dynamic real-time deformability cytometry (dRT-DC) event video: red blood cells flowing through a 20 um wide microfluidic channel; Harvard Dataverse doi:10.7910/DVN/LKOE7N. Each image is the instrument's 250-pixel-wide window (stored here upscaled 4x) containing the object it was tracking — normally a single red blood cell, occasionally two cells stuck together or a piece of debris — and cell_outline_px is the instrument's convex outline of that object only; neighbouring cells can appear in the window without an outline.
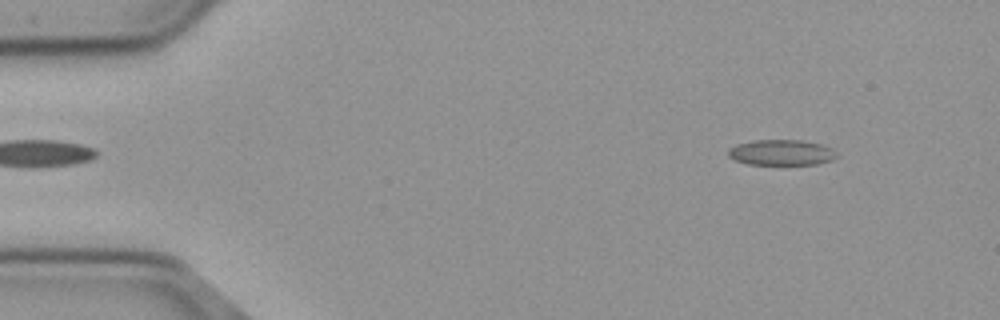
{"species": "common noctule bat (a hibernating species)", "species_latin": "Nyctalus noctula", "temperature_condition": "cold", "stored_images_in_passage": 57, "segment_of_instrument_passage": [1, 2], "camera_frame_rate_fps": 3000, "um_per_image_px": 0.085, "animal": {"sex": "male", "body_mass_g": 23.1, "forearm_length_mm": 52.7}, "frame": {"image": 1, "passage_image": 6, "time_ms": 1.667, "image_size_px": [1000, 320], "cell_outline_px": [[840, 156], [832, 160], [816, 164], [748, 164], [736, 160], [728, 156], [728, 148], [736, 144], [756, 140], [804, 140], [820, 144], [832, 148]], "centroid_in_image_um": [66.44, 12.96], "position_along_channel_um": 18.6, "area_um2": 16.24}}
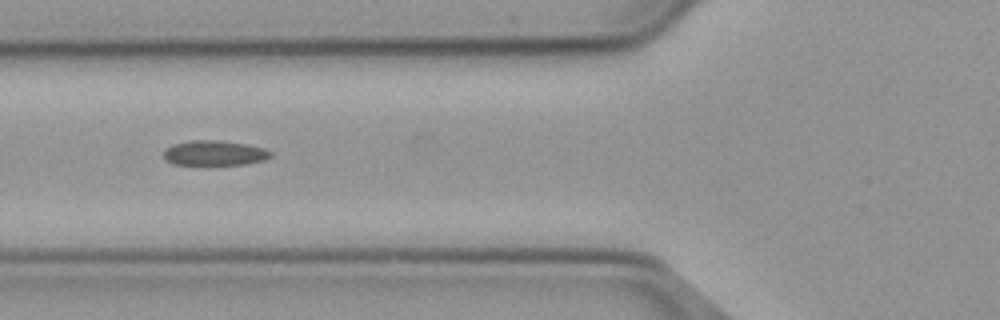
{"frame": {"image": 2, "passage_image": 21, "time_ms": 6.667, "image_size_px": [1000, 320], "cell_outline_px": [[272, 156], [264, 160], [244, 164], [208, 168], [172, 164], [164, 160], [164, 148], [172, 144], [192, 140], [220, 140], [248, 144], [264, 148], [272, 152]], "centroid_in_image_um": [18.18, 13.06], "position_along_channel_um": 107.6, "area_um2": 16.7}}
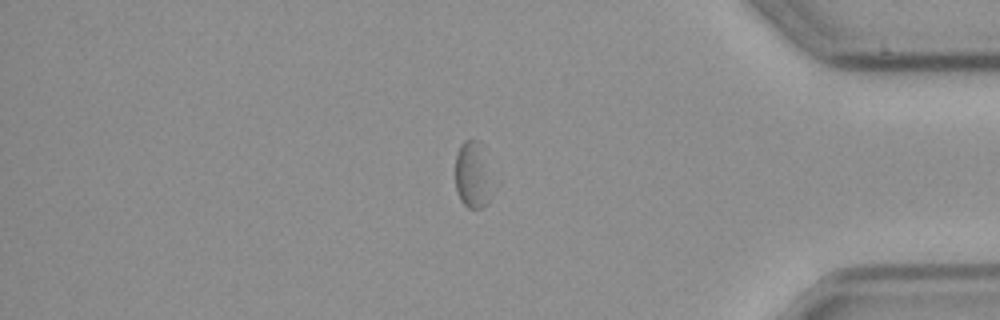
{"frame": {"image": 3, "passage_image": 47, "time_ms": 15.333, "image_size_px": [1000, 320], "cell_outline_px": [[488, 204], [480, 208], [468, 208], [460, 200], [456, 188], [456, 156], [460, 144], [464, 140], [480, 140], [484, 144], [488, 180]], "centroid_in_image_um": [40.13, 14.81], "position_along_channel_um": 395.1, "area_um2": 13.93}}